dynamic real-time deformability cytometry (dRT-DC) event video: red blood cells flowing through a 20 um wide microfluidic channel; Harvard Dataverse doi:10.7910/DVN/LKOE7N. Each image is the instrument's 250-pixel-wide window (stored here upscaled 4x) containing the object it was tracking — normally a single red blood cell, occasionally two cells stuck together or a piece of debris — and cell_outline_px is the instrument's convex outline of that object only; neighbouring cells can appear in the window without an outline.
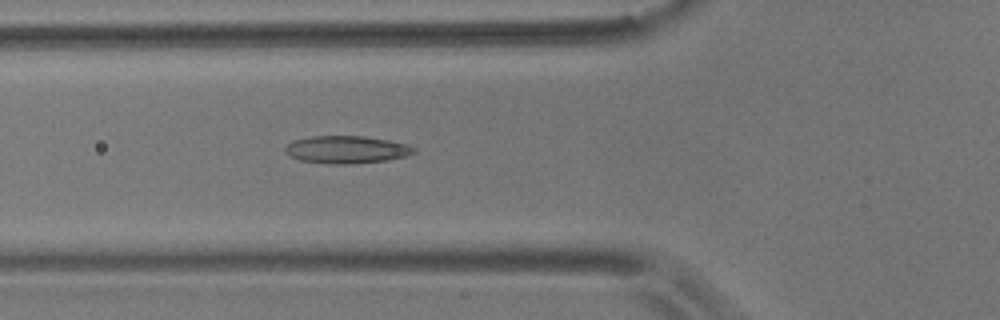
{"species": "common noctule bat (a hibernating species)", "species_latin": "Nyctalus noctula", "temperature_condition": "room temperature", "stored_images_in_passage": 54, "camera_frame_rate_fps": 3000, "um_per_image_px": 0.085, "animal": {"sex": "male", "body_mass_g": 17.9}, "frame": {"image": 1, "passage_image": 19, "time_ms": 6.0, "image_size_px": [1000, 320], "cell_outline_px": [[416, 152], [408, 156], [388, 160], [352, 164], [328, 164], [300, 160], [284, 152], [284, 148], [292, 140], [312, 136], [364, 136], [388, 140], [408, 144], [416, 148]], "centroid_in_image_um": [29.48, 12.72], "position_along_channel_um": 96.3, "area_um2": 20.87}}
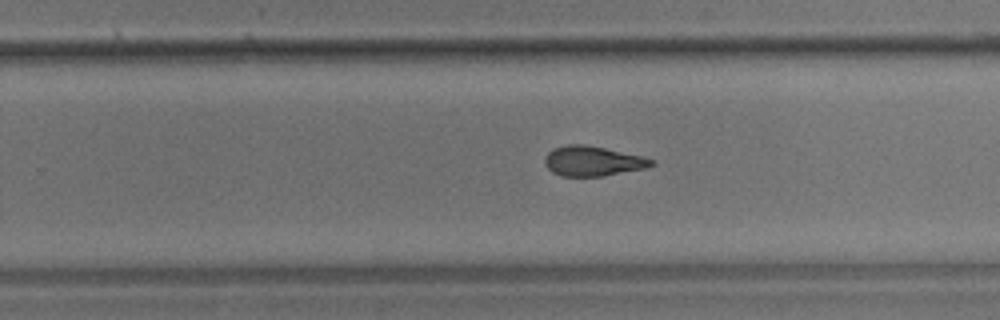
{"frame": {"image": 2, "passage_image": 34, "time_ms": 11.0, "image_size_px": [1000, 320], "cell_outline_px": [[656, 164], [644, 168], [600, 176], [560, 176], [552, 172], [544, 164], [544, 156], [552, 148], [568, 144], [584, 144], [604, 148], [640, 156], [656, 160]], "centroid_in_image_um": [50.33, 13.68], "position_along_channel_um": 279.5, "area_um2": 18.5}}
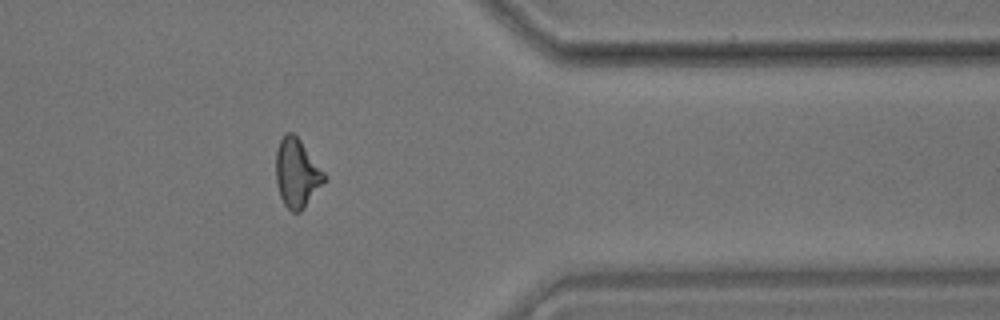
{"frame": {"image": 3, "passage_image": 44, "time_ms": 14.333, "image_size_px": [1000, 320], "cell_outline_px": [[328, 176], [304, 208], [300, 212], [292, 212], [284, 204], [280, 196], [276, 184], [276, 152], [280, 140], [288, 132], [292, 132], [300, 140]], "centroid_in_image_um": [25.23, 14.73], "position_along_channel_um": 386.2, "area_um2": 19.19}, "authors_computed_cell_mechanics": {"area_um2": 19.2474, "velocity_mm_per_s": 3.6515, "shape_relaxation_time_tau1_ms": 9.0409, "shape_relaxation_time_tau2_ms": 2.821, "deformation_change_tau1": 0.2258, "deformation_change_tau2": 0.1086}}